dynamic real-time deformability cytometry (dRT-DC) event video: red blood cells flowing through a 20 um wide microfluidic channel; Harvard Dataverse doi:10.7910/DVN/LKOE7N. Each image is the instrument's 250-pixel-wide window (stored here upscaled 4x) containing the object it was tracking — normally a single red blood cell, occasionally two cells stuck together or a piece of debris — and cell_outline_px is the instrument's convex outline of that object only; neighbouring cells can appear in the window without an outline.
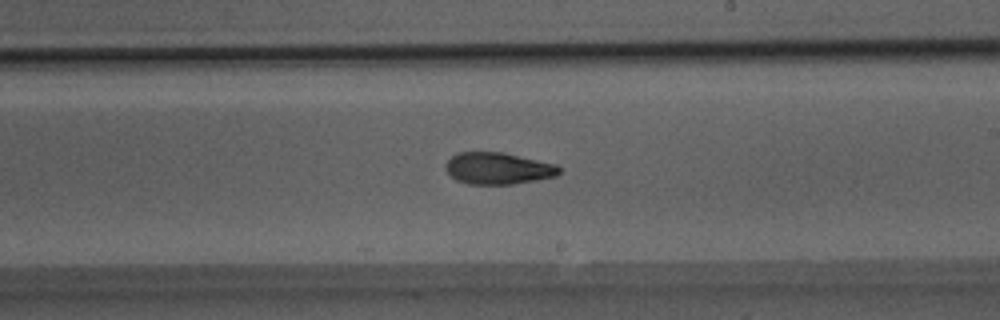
{"species": "Egyptian fruit bat (a non-hibernating species)", "species_latin": "Rousettus aegyptiacus", "temperature_condition": "room temperature", "stored_images_in_passage": 38, "camera_frame_rate_fps": 3000, "um_per_image_px": 0.085, "animal": {"sex": "male"}, "frame": {"image": 1, "passage_image": 17, "time_ms": 5.333, "image_size_px": [1000, 320], "cell_outline_px": [[560, 172], [556, 176], [536, 180], [512, 184], [468, 184], [456, 180], [444, 168], [444, 164], [456, 152], [504, 152], [556, 164], [560, 168]], "centroid_in_image_um": [42.31, 14.3], "position_along_channel_um": 246.7, "area_um2": 21.1}}
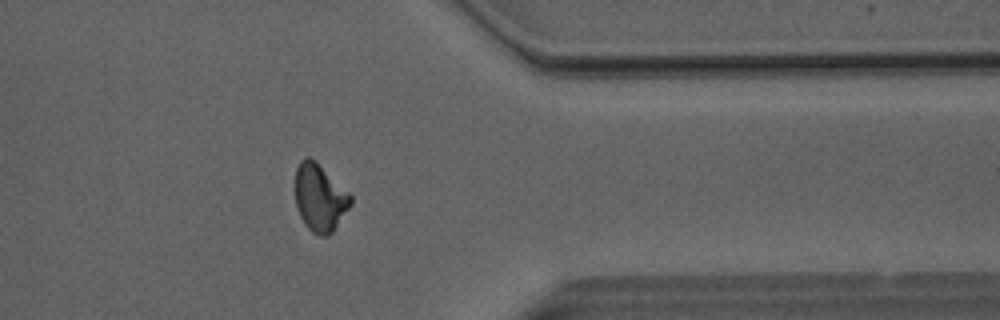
{"frame": {"image": 2, "passage_image": 28, "time_ms": 9.0, "image_size_px": [1000, 320], "cell_outline_px": [[352, 204], [332, 232], [328, 236], [320, 236], [312, 232], [304, 224], [296, 208], [296, 168], [300, 160], [304, 156], [308, 156], [316, 160], [352, 196]], "centroid_in_image_um": [27.18, 16.79], "position_along_channel_um": 384.2, "area_um2": 21.85}}
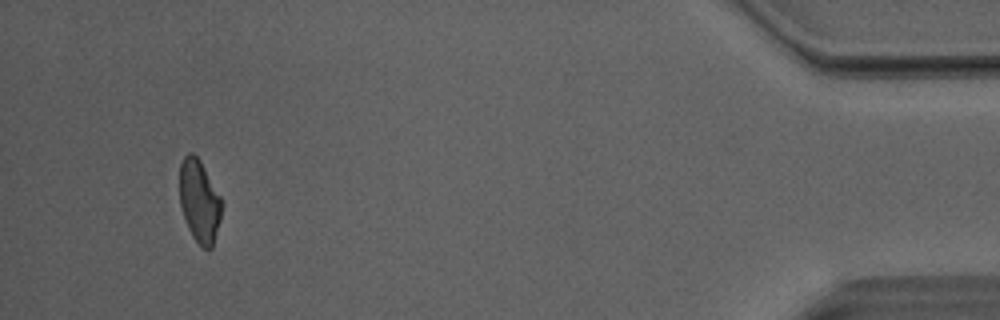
{"frame": {"image": 3, "passage_image": 35, "time_ms": 11.333, "image_size_px": [1000, 320], "cell_outline_px": [[220, 220], [212, 248], [204, 248], [192, 236], [188, 228], [180, 204], [180, 164], [184, 156], [188, 152], [192, 152], [200, 160], [220, 196]], "centroid_in_image_um": [16.93, 17.07], "position_along_channel_um": 418.3, "area_um2": 19.83}, "authors_computed_cell_mechanics": {"area_um2": 21.2993, "velocity_mm_per_s": 4.0725, "shape_relaxation_time_tau1_ms": 7.0065, "shape_relaxation_time_tau2_ms": 2.5061, "deformation_change_tau1": 0.1914, "deformation_change_tau2": 0.0947}}